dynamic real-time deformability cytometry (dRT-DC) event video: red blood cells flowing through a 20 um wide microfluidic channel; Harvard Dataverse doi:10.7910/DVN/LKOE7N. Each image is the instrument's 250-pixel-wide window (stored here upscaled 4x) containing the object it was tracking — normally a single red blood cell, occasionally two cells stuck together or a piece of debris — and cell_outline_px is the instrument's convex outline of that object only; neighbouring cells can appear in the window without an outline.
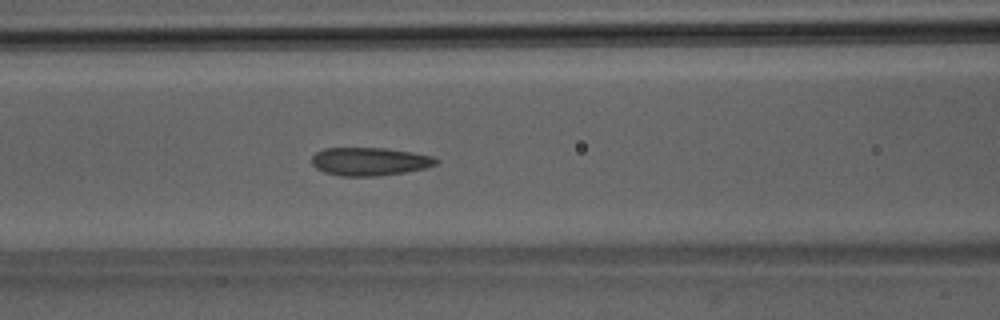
{"species": "Egyptian fruit bat (a non-hibernating species)", "species_latin": "Rousettus aegyptiacus", "temperature_condition": "room temperature", "stored_images_in_passage": 51, "camera_frame_rate_fps": 3000, "um_per_image_px": 0.085, "animal": {"sex": "male"}, "frame": {"image": 1, "passage_image": 22, "time_ms": 7.0, "image_size_px": [1000, 320], "cell_outline_px": [[440, 160], [436, 164], [424, 168], [404, 172], [376, 176], [340, 176], [324, 172], [316, 168], [312, 164], [312, 156], [316, 152], [324, 148], [388, 148], [412, 152], [432, 156]], "centroid_in_image_um": [31.4, 13.72], "position_along_channel_um": 135.2, "area_um2": 20.4}}
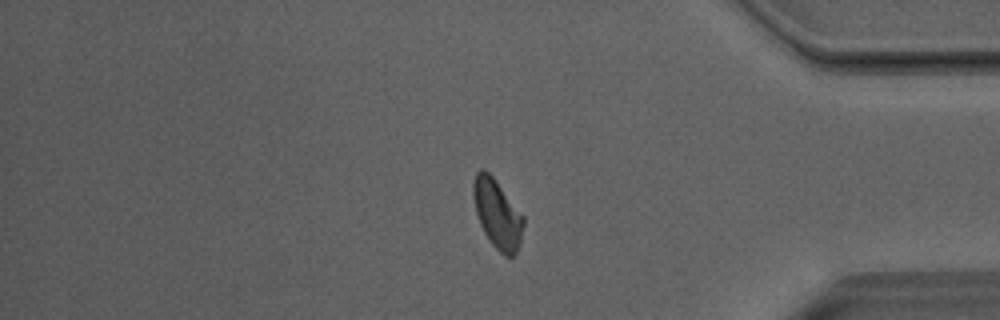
{"frame": {"image": 2, "passage_image": 43, "time_ms": 14.0, "image_size_px": [1000, 320], "cell_outline_px": [[524, 224], [520, 244], [516, 252], [512, 256], [504, 256], [492, 244], [484, 232], [480, 224], [476, 212], [472, 196], [472, 184], [476, 172], [480, 168], [484, 168], [492, 176], [524, 216]], "centroid_in_image_um": [42.26, 18.17], "position_along_channel_um": 392.9, "area_um2": 20.11}}
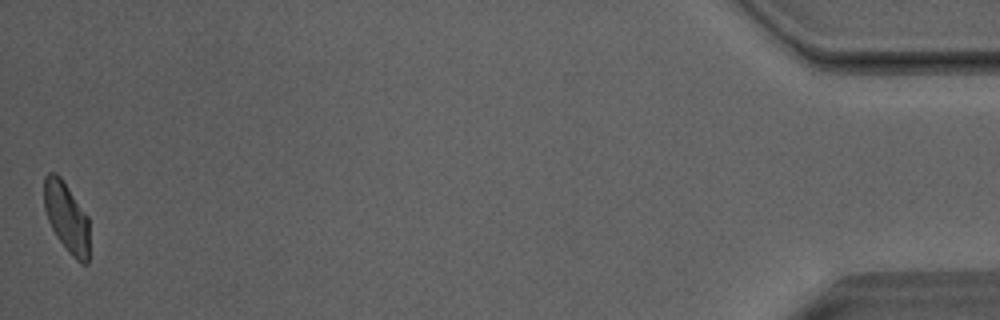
{"frame": {"image": 3, "passage_image": 51, "time_ms": 16.667, "image_size_px": [1000, 320], "cell_outline_px": [[88, 264], [80, 264], [68, 252], [56, 236], [48, 220], [44, 208], [44, 176], [48, 172], [56, 172], [60, 176], [88, 216]], "centroid_in_image_um": [5.65, 18.46], "position_along_channel_um": 429.6, "area_um2": 18.5}, "authors_computed_cell_mechanics": {"area_um2": 20.5768, "velocity_mm_per_s": 4.0354, "shape_relaxation_time_tau1_ms": 7.4087, "shape_relaxation_time_tau2_ms": 1.3022, "deformation_change_tau1": 0.1526, "deformation_change_tau2": 0.0684}}